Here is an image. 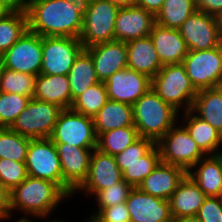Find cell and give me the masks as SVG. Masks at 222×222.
I'll use <instances>...</instances> for the list:
<instances>
[{"label":"cell","instance_id":"obj_40","mask_svg":"<svg viewBox=\"0 0 222 222\" xmlns=\"http://www.w3.org/2000/svg\"><path fill=\"white\" fill-rule=\"evenodd\" d=\"M155 145L153 140L139 137L124 151L115 155L116 163H133L146 155Z\"/></svg>","mask_w":222,"mask_h":222},{"label":"cell","instance_id":"obj_45","mask_svg":"<svg viewBox=\"0 0 222 222\" xmlns=\"http://www.w3.org/2000/svg\"><path fill=\"white\" fill-rule=\"evenodd\" d=\"M164 0H136L135 5L144 8L155 16L161 10Z\"/></svg>","mask_w":222,"mask_h":222},{"label":"cell","instance_id":"obj_29","mask_svg":"<svg viewBox=\"0 0 222 222\" xmlns=\"http://www.w3.org/2000/svg\"><path fill=\"white\" fill-rule=\"evenodd\" d=\"M71 98L74 100L89 87L100 82L95 73L91 55L83 49L75 58L68 75Z\"/></svg>","mask_w":222,"mask_h":222},{"label":"cell","instance_id":"obj_18","mask_svg":"<svg viewBox=\"0 0 222 222\" xmlns=\"http://www.w3.org/2000/svg\"><path fill=\"white\" fill-rule=\"evenodd\" d=\"M155 24V15L144 8L120 7L115 19V40L128 42L149 36Z\"/></svg>","mask_w":222,"mask_h":222},{"label":"cell","instance_id":"obj_7","mask_svg":"<svg viewBox=\"0 0 222 222\" xmlns=\"http://www.w3.org/2000/svg\"><path fill=\"white\" fill-rule=\"evenodd\" d=\"M156 144L161 162L180 166L187 172L206 156L179 121Z\"/></svg>","mask_w":222,"mask_h":222},{"label":"cell","instance_id":"obj_19","mask_svg":"<svg viewBox=\"0 0 222 222\" xmlns=\"http://www.w3.org/2000/svg\"><path fill=\"white\" fill-rule=\"evenodd\" d=\"M85 50L91 55L94 62L96 77L104 82L114 73L127 68L126 42L111 41L100 43Z\"/></svg>","mask_w":222,"mask_h":222},{"label":"cell","instance_id":"obj_24","mask_svg":"<svg viewBox=\"0 0 222 222\" xmlns=\"http://www.w3.org/2000/svg\"><path fill=\"white\" fill-rule=\"evenodd\" d=\"M187 175L207 197H218L222 191V156L206 155L187 172Z\"/></svg>","mask_w":222,"mask_h":222},{"label":"cell","instance_id":"obj_30","mask_svg":"<svg viewBox=\"0 0 222 222\" xmlns=\"http://www.w3.org/2000/svg\"><path fill=\"white\" fill-rule=\"evenodd\" d=\"M161 162V154L156 144L146 155L133 163H117L122 172V179L132 187L139 184L157 167Z\"/></svg>","mask_w":222,"mask_h":222},{"label":"cell","instance_id":"obj_42","mask_svg":"<svg viewBox=\"0 0 222 222\" xmlns=\"http://www.w3.org/2000/svg\"><path fill=\"white\" fill-rule=\"evenodd\" d=\"M197 217L203 222H222V204L219 197H206Z\"/></svg>","mask_w":222,"mask_h":222},{"label":"cell","instance_id":"obj_8","mask_svg":"<svg viewBox=\"0 0 222 222\" xmlns=\"http://www.w3.org/2000/svg\"><path fill=\"white\" fill-rule=\"evenodd\" d=\"M61 110L54 103L31 98L10 128L31 140L50 138Z\"/></svg>","mask_w":222,"mask_h":222},{"label":"cell","instance_id":"obj_14","mask_svg":"<svg viewBox=\"0 0 222 222\" xmlns=\"http://www.w3.org/2000/svg\"><path fill=\"white\" fill-rule=\"evenodd\" d=\"M122 172L116 163L115 156L104 153L95 148L90 157L89 173L87 179L74 192V197L82 193L85 198H91L105 188L120 182Z\"/></svg>","mask_w":222,"mask_h":222},{"label":"cell","instance_id":"obj_46","mask_svg":"<svg viewBox=\"0 0 222 222\" xmlns=\"http://www.w3.org/2000/svg\"><path fill=\"white\" fill-rule=\"evenodd\" d=\"M1 3L8 9V11H22L25 12L29 8V0H0Z\"/></svg>","mask_w":222,"mask_h":222},{"label":"cell","instance_id":"obj_31","mask_svg":"<svg viewBox=\"0 0 222 222\" xmlns=\"http://www.w3.org/2000/svg\"><path fill=\"white\" fill-rule=\"evenodd\" d=\"M28 30V17L22 11H8L0 17V56Z\"/></svg>","mask_w":222,"mask_h":222},{"label":"cell","instance_id":"obj_33","mask_svg":"<svg viewBox=\"0 0 222 222\" xmlns=\"http://www.w3.org/2000/svg\"><path fill=\"white\" fill-rule=\"evenodd\" d=\"M139 138L135 126L112 129L97 137V149L115 156Z\"/></svg>","mask_w":222,"mask_h":222},{"label":"cell","instance_id":"obj_17","mask_svg":"<svg viewBox=\"0 0 222 222\" xmlns=\"http://www.w3.org/2000/svg\"><path fill=\"white\" fill-rule=\"evenodd\" d=\"M130 222H172L169 200L154 197L133 187L126 200Z\"/></svg>","mask_w":222,"mask_h":222},{"label":"cell","instance_id":"obj_12","mask_svg":"<svg viewBox=\"0 0 222 222\" xmlns=\"http://www.w3.org/2000/svg\"><path fill=\"white\" fill-rule=\"evenodd\" d=\"M83 49L79 38L42 37V66L40 74L68 75L75 58Z\"/></svg>","mask_w":222,"mask_h":222},{"label":"cell","instance_id":"obj_43","mask_svg":"<svg viewBox=\"0 0 222 222\" xmlns=\"http://www.w3.org/2000/svg\"><path fill=\"white\" fill-rule=\"evenodd\" d=\"M195 3L197 10L222 19V0H195Z\"/></svg>","mask_w":222,"mask_h":222},{"label":"cell","instance_id":"obj_15","mask_svg":"<svg viewBox=\"0 0 222 222\" xmlns=\"http://www.w3.org/2000/svg\"><path fill=\"white\" fill-rule=\"evenodd\" d=\"M104 83L110 100L130 105L151 88V78L129 68L114 73Z\"/></svg>","mask_w":222,"mask_h":222},{"label":"cell","instance_id":"obj_35","mask_svg":"<svg viewBox=\"0 0 222 222\" xmlns=\"http://www.w3.org/2000/svg\"><path fill=\"white\" fill-rule=\"evenodd\" d=\"M30 140L9 127H0V159L26 162Z\"/></svg>","mask_w":222,"mask_h":222},{"label":"cell","instance_id":"obj_49","mask_svg":"<svg viewBox=\"0 0 222 222\" xmlns=\"http://www.w3.org/2000/svg\"><path fill=\"white\" fill-rule=\"evenodd\" d=\"M6 12H8V9L0 1V17H2Z\"/></svg>","mask_w":222,"mask_h":222},{"label":"cell","instance_id":"obj_27","mask_svg":"<svg viewBox=\"0 0 222 222\" xmlns=\"http://www.w3.org/2000/svg\"><path fill=\"white\" fill-rule=\"evenodd\" d=\"M93 123L97 137L112 129L134 126L133 106L109 99L93 117Z\"/></svg>","mask_w":222,"mask_h":222},{"label":"cell","instance_id":"obj_1","mask_svg":"<svg viewBox=\"0 0 222 222\" xmlns=\"http://www.w3.org/2000/svg\"><path fill=\"white\" fill-rule=\"evenodd\" d=\"M86 0H41L26 11L28 30L42 37L79 38Z\"/></svg>","mask_w":222,"mask_h":222},{"label":"cell","instance_id":"obj_4","mask_svg":"<svg viewBox=\"0 0 222 222\" xmlns=\"http://www.w3.org/2000/svg\"><path fill=\"white\" fill-rule=\"evenodd\" d=\"M151 88L179 113L191 110L197 95L182 63L163 65L151 79Z\"/></svg>","mask_w":222,"mask_h":222},{"label":"cell","instance_id":"obj_22","mask_svg":"<svg viewBox=\"0 0 222 222\" xmlns=\"http://www.w3.org/2000/svg\"><path fill=\"white\" fill-rule=\"evenodd\" d=\"M127 68L153 78L162 68L150 36L126 42Z\"/></svg>","mask_w":222,"mask_h":222},{"label":"cell","instance_id":"obj_9","mask_svg":"<svg viewBox=\"0 0 222 222\" xmlns=\"http://www.w3.org/2000/svg\"><path fill=\"white\" fill-rule=\"evenodd\" d=\"M182 64L197 91L222 84V45L210 50H188Z\"/></svg>","mask_w":222,"mask_h":222},{"label":"cell","instance_id":"obj_20","mask_svg":"<svg viewBox=\"0 0 222 222\" xmlns=\"http://www.w3.org/2000/svg\"><path fill=\"white\" fill-rule=\"evenodd\" d=\"M186 175L184 168L160 162L138 188L154 197L169 200Z\"/></svg>","mask_w":222,"mask_h":222},{"label":"cell","instance_id":"obj_11","mask_svg":"<svg viewBox=\"0 0 222 222\" xmlns=\"http://www.w3.org/2000/svg\"><path fill=\"white\" fill-rule=\"evenodd\" d=\"M188 50H210L222 45V19L196 10L179 28Z\"/></svg>","mask_w":222,"mask_h":222},{"label":"cell","instance_id":"obj_28","mask_svg":"<svg viewBox=\"0 0 222 222\" xmlns=\"http://www.w3.org/2000/svg\"><path fill=\"white\" fill-rule=\"evenodd\" d=\"M191 111L222 134V89L220 87L198 90Z\"/></svg>","mask_w":222,"mask_h":222},{"label":"cell","instance_id":"obj_36","mask_svg":"<svg viewBox=\"0 0 222 222\" xmlns=\"http://www.w3.org/2000/svg\"><path fill=\"white\" fill-rule=\"evenodd\" d=\"M36 76L3 67L0 92L15 93L33 98Z\"/></svg>","mask_w":222,"mask_h":222},{"label":"cell","instance_id":"obj_25","mask_svg":"<svg viewBox=\"0 0 222 222\" xmlns=\"http://www.w3.org/2000/svg\"><path fill=\"white\" fill-rule=\"evenodd\" d=\"M206 197L199 186L186 175L169 199L172 218L197 216Z\"/></svg>","mask_w":222,"mask_h":222},{"label":"cell","instance_id":"obj_53","mask_svg":"<svg viewBox=\"0 0 222 222\" xmlns=\"http://www.w3.org/2000/svg\"><path fill=\"white\" fill-rule=\"evenodd\" d=\"M219 199H220V202H221V204H222V191L220 192V194H219Z\"/></svg>","mask_w":222,"mask_h":222},{"label":"cell","instance_id":"obj_16","mask_svg":"<svg viewBox=\"0 0 222 222\" xmlns=\"http://www.w3.org/2000/svg\"><path fill=\"white\" fill-rule=\"evenodd\" d=\"M63 181L75 192L87 179L90 157L95 148H80L68 143H55Z\"/></svg>","mask_w":222,"mask_h":222},{"label":"cell","instance_id":"obj_38","mask_svg":"<svg viewBox=\"0 0 222 222\" xmlns=\"http://www.w3.org/2000/svg\"><path fill=\"white\" fill-rule=\"evenodd\" d=\"M31 97L0 92V127H11Z\"/></svg>","mask_w":222,"mask_h":222},{"label":"cell","instance_id":"obj_48","mask_svg":"<svg viewBox=\"0 0 222 222\" xmlns=\"http://www.w3.org/2000/svg\"><path fill=\"white\" fill-rule=\"evenodd\" d=\"M172 222H203L197 216L181 217L172 219Z\"/></svg>","mask_w":222,"mask_h":222},{"label":"cell","instance_id":"obj_10","mask_svg":"<svg viewBox=\"0 0 222 222\" xmlns=\"http://www.w3.org/2000/svg\"><path fill=\"white\" fill-rule=\"evenodd\" d=\"M50 139L54 143H68L80 148H97L93 118L71 108L61 110Z\"/></svg>","mask_w":222,"mask_h":222},{"label":"cell","instance_id":"obj_23","mask_svg":"<svg viewBox=\"0 0 222 222\" xmlns=\"http://www.w3.org/2000/svg\"><path fill=\"white\" fill-rule=\"evenodd\" d=\"M179 117L180 123L206 155L222 152V134L210 123L196 116L191 110L180 113Z\"/></svg>","mask_w":222,"mask_h":222},{"label":"cell","instance_id":"obj_41","mask_svg":"<svg viewBox=\"0 0 222 222\" xmlns=\"http://www.w3.org/2000/svg\"><path fill=\"white\" fill-rule=\"evenodd\" d=\"M88 222H130V214L126 203L102 208Z\"/></svg>","mask_w":222,"mask_h":222},{"label":"cell","instance_id":"obj_3","mask_svg":"<svg viewBox=\"0 0 222 222\" xmlns=\"http://www.w3.org/2000/svg\"><path fill=\"white\" fill-rule=\"evenodd\" d=\"M133 122L139 137L157 143L179 121V112L150 88L133 105Z\"/></svg>","mask_w":222,"mask_h":222},{"label":"cell","instance_id":"obj_50","mask_svg":"<svg viewBox=\"0 0 222 222\" xmlns=\"http://www.w3.org/2000/svg\"><path fill=\"white\" fill-rule=\"evenodd\" d=\"M30 222H38V221H36V219L35 220H33V221H30ZM39 222H40V220H39ZM45 222H68V221H66L65 219L64 220H62V219H57V218H55V219H51V220H48V221H45Z\"/></svg>","mask_w":222,"mask_h":222},{"label":"cell","instance_id":"obj_34","mask_svg":"<svg viewBox=\"0 0 222 222\" xmlns=\"http://www.w3.org/2000/svg\"><path fill=\"white\" fill-rule=\"evenodd\" d=\"M108 100L105 83L98 82L77 96L73 100L71 109L93 118Z\"/></svg>","mask_w":222,"mask_h":222},{"label":"cell","instance_id":"obj_6","mask_svg":"<svg viewBox=\"0 0 222 222\" xmlns=\"http://www.w3.org/2000/svg\"><path fill=\"white\" fill-rule=\"evenodd\" d=\"M25 165L28 176L55 182L74 199V191L63 181L57 148L50 138L30 140Z\"/></svg>","mask_w":222,"mask_h":222},{"label":"cell","instance_id":"obj_26","mask_svg":"<svg viewBox=\"0 0 222 222\" xmlns=\"http://www.w3.org/2000/svg\"><path fill=\"white\" fill-rule=\"evenodd\" d=\"M33 98L54 103L62 109L71 108L73 100L67 75H37Z\"/></svg>","mask_w":222,"mask_h":222},{"label":"cell","instance_id":"obj_21","mask_svg":"<svg viewBox=\"0 0 222 222\" xmlns=\"http://www.w3.org/2000/svg\"><path fill=\"white\" fill-rule=\"evenodd\" d=\"M149 36L154 43L162 65L183 62L188 53V48L179 29L165 28L155 24Z\"/></svg>","mask_w":222,"mask_h":222},{"label":"cell","instance_id":"obj_5","mask_svg":"<svg viewBox=\"0 0 222 222\" xmlns=\"http://www.w3.org/2000/svg\"><path fill=\"white\" fill-rule=\"evenodd\" d=\"M119 7L107 0H86L83 28L79 36L83 48L115 41V19Z\"/></svg>","mask_w":222,"mask_h":222},{"label":"cell","instance_id":"obj_44","mask_svg":"<svg viewBox=\"0 0 222 222\" xmlns=\"http://www.w3.org/2000/svg\"><path fill=\"white\" fill-rule=\"evenodd\" d=\"M10 194V191L0 183V222L11 221Z\"/></svg>","mask_w":222,"mask_h":222},{"label":"cell","instance_id":"obj_32","mask_svg":"<svg viewBox=\"0 0 222 222\" xmlns=\"http://www.w3.org/2000/svg\"><path fill=\"white\" fill-rule=\"evenodd\" d=\"M195 0H164L156 14V24L171 29H179L182 23L195 11Z\"/></svg>","mask_w":222,"mask_h":222},{"label":"cell","instance_id":"obj_13","mask_svg":"<svg viewBox=\"0 0 222 222\" xmlns=\"http://www.w3.org/2000/svg\"><path fill=\"white\" fill-rule=\"evenodd\" d=\"M3 67L37 76L42 66V36L27 30L3 55Z\"/></svg>","mask_w":222,"mask_h":222},{"label":"cell","instance_id":"obj_2","mask_svg":"<svg viewBox=\"0 0 222 222\" xmlns=\"http://www.w3.org/2000/svg\"><path fill=\"white\" fill-rule=\"evenodd\" d=\"M10 193L11 219L17 211L16 213L23 214L22 217L15 219L19 222H30L35 218L41 221L48 220L63 201L71 198L57 183L30 176Z\"/></svg>","mask_w":222,"mask_h":222},{"label":"cell","instance_id":"obj_51","mask_svg":"<svg viewBox=\"0 0 222 222\" xmlns=\"http://www.w3.org/2000/svg\"><path fill=\"white\" fill-rule=\"evenodd\" d=\"M2 71H3V64L0 61V81H1Z\"/></svg>","mask_w":222,"mask_h":222},{"label":"cell","instance_id":"obj_37","mask_svg":"<svg viewBox=\"0 0 222 222\" xmlns=\"http://www.w3.org/2000/svg\"><path fill=\"white\" fill-rule=\"evenodd\" d=\"M133 187L126 183L123 179L101 191H98L93 196V202L96 200L97 209H94V213L90 214V217H87L86 220L83 219V222H88L92 217H94L102 208L110 207L117 205L119 203L126 202L128 195ZM95 197V198H94Z\"/></svg>","mask_w":222,"mask_h":222},{"label":"cell","instance_id":"obj_52","mask_svg":"<svg viewBox=\"0 0 222 222\" xmlns=\"http://www.w3.org/2000/svg\"><path fill=\"white\" fill-rule=\"evenodd\" d=\"M38 1H41V0H29V6H30L31 4H33V3L38 2Z\"/></svg>","mask_w":222,"mask_h":222},{"label":"cell","instance_id":"obj_47","mask_svg":"<svg viewBox=\"0 0 222 222\" xmlns=\"http://www.w3.org/2000/svg\"><path fill=\"white\" fill-rule=\"evenodd\" d=\"M107 1L117 5L119 8L134 6L136 2V0H107Z\"/></svg>","mask_w":222,"mask_h":222},{"label":"cell","instance_id":"obj_39","mask_svg":"<svg viewBox=\"0 0 222 222\" xmlns=\"http://www.w3.org/2000/svg\"><path fill=\"white\" fill-rule=\"evenodd\" d=\"M28 177L25 162L0 159V183L10 192Z\"/></svg>","mask_w":222,"mask_h":222}]
</instances>
